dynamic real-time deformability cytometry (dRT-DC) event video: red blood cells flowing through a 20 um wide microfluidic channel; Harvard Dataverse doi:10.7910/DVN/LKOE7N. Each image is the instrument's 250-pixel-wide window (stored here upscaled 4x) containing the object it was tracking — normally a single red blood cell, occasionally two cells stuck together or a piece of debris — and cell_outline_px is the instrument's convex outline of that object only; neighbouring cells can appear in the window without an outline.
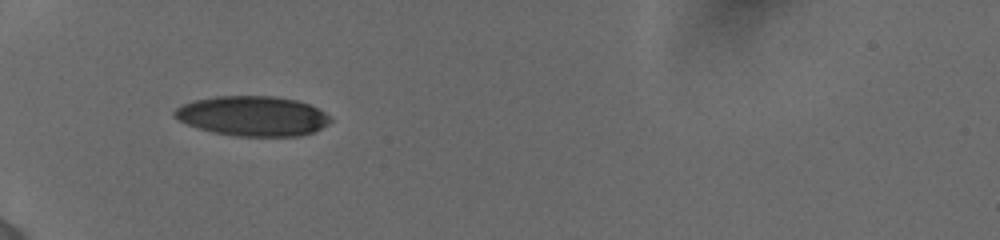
{"species": "human", "species_latin": "Homo sapiens", "temperature_condition": "cold", "stored_images_in_passage": 47, "camera_frame_rate_fps": 3000, "um_per_image_px": 0.085, "donor": {"sex": "female"}, "frame": {"image": 1, "passage_image": 1, "time_ms": 0.0, "image_size_px": [1000, 240], "cell_outline_px": [[332, 120], [328, 124], [312, 132], [300, 136], [236, 136], [212, 132], [188, 124], [172, 116], [172, 112], [176, 108], [192, 100], [216, 96], [272, 96], [296, 100], [308, 104], [324, 112]], "centroid_in_image_um": [21.45, 9.86], "position_along_channel_um": 63.6, "area_um2": 36.07}}
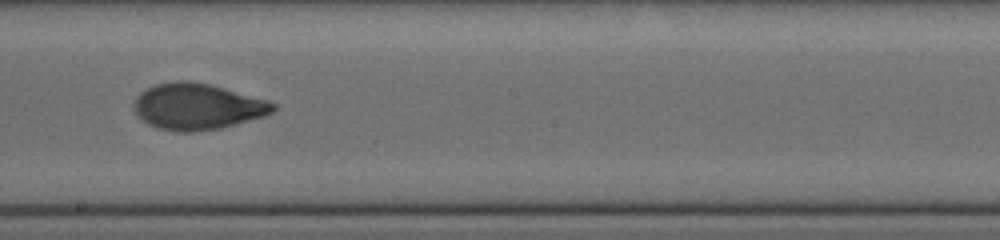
{"frame": {"image": 2, "passage_image": 22, "time_ms": 4.667, "image_size_px": [1000, 240], "cell_outline_px": [[276, 108], [272, 112], [264, 116], [220, 128], [192, 132], [180, 132], [160, 128], [148, 124], [132, 108], [132, 104], [136, 96], [144, 88], [156, 84], [172, 80], [188, 80], [212, 84], [268, 100], [276, 104]], "centroid_in_image_um": [16.76, 9.03], "position_along_channel_um": 231.4, "area_um2": 37.69}}
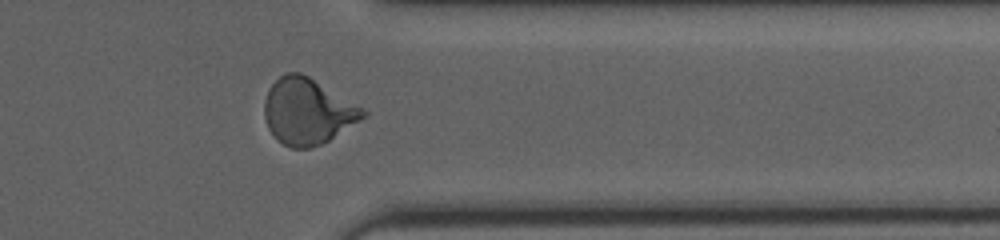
{"frame": {"image": 3, "passage_image": 40, "time_ms": 8.667, "image_size_px": [1000, 240], "cell_outline_px": [[368, 112], [364, 116], [328, 140], [320, 144], [308, 148], [292, 148], [276, 140], [268, 128], [264, 116], [264, 100], [268, 88], [280, 76], [288, 72], [300, 72], [308, 76], [364, 108]], "centroid_in_image_um": [26.09, 9.45], "position_along_channel_um": 385.3, "area_um2": 37.45}, "authors_computed_cell_mechanics": {"area_um2": 37.2232, "velocity_mm_per_s": 3.8806, "shape_relaxation_time_tau1_ms": 3.5562, "shape_relaxation_time_tau2_ms": 1.2122, "deformation_change_tau1": 0.1763, "deformation_change_tau2": 0.0583}}